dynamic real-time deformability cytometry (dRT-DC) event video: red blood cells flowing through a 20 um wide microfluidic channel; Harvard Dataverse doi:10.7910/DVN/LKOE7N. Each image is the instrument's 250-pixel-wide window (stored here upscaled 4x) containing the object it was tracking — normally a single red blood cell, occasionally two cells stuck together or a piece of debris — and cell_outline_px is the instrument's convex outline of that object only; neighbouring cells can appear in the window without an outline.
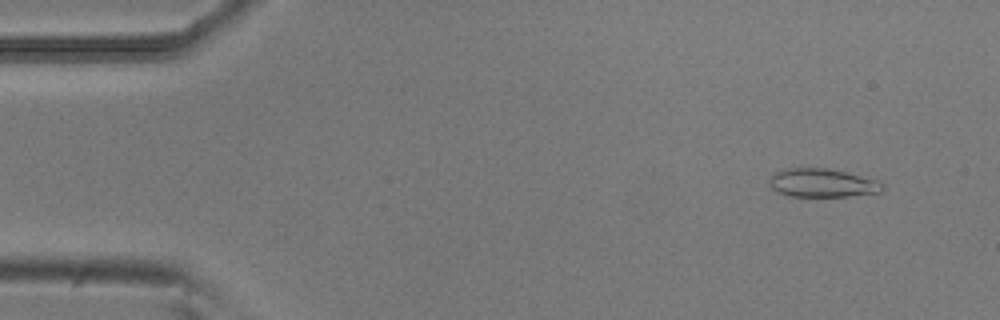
{"species": "common noctule bat (a hibernating species)", "species_latin": "Nyctalus noctula", "temperature_condition": "room temperature", "stored_images_in_passage": 52, "camera_frame_rate_fps": 3000, "um_per_image_px": 0.085, "animal": {"sex": "male", "body_mass_g": 20.5, "forearm_length_mm": 52.5}, "frame": {"image": 1, "passage_image": 4, "time_ms": 1.0, "image_size_px": [1000, 320], "cell_outline_px": [[884, 188], [880, 192], [848, 196], [792, 196], [776, 192], [768, 184], [768, 180], [776, 172], [788, 168], [828, 168], [876, 180], [884, 184]], "centroid_in_image_um": [69.87, 15.55], "position_along_channel_um": 15.1, "area_um2": 18.61}}
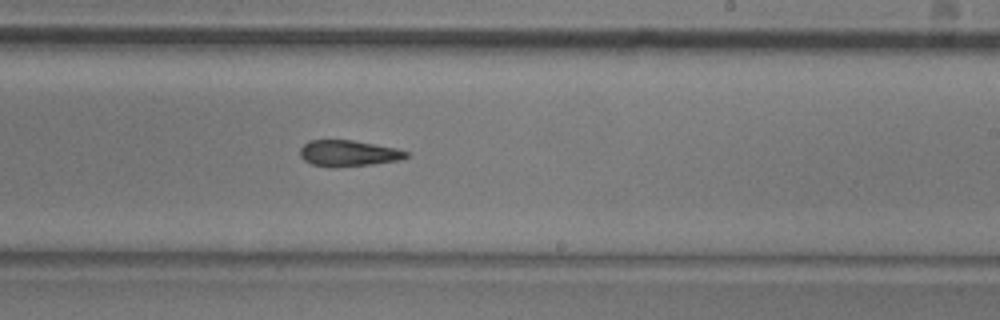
{"frame": {"image": 2, "passage_image": 31, "time_ms": 10.0, "image_size_px": [1000, 320], "cell_outline_px": [[408, 156], [400, 160], [372, 164], [332, 168], [312, 164], [304, 160], [300, 156], [300, 148], [308, 140], [352, 140], [396, 148], [408, 152]], "centroid_in_image_um": [29.59, 13.03], "position_along_channel_um": 259.4, "area_um2": 16.18}}
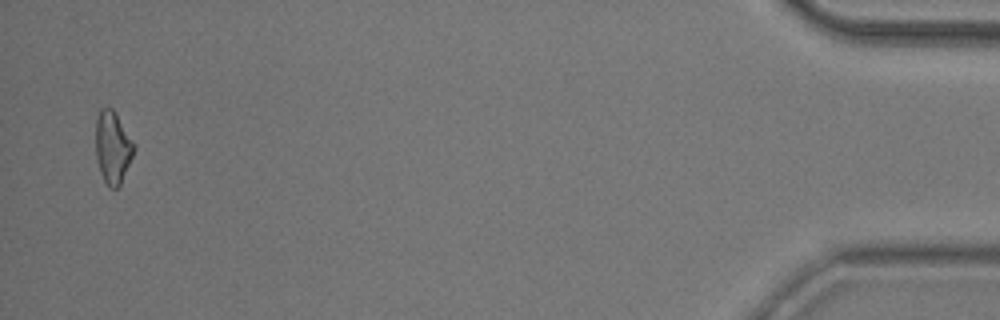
{"frame": {"image": 3, "passage_image": 51, "time_ms": 16.667, "image_size_px": [1000, 320], "cell_outline_px": [[136, 148], [120, 184], [116, 188], [112, 188], [104, 180], [100, 172], [96, 156], [96, 120], [100, 108], [112, 108], [136, 144]], "centroid_in_image_um": [9.59, 12.5], "position_along_channel_um": 425.6, "area_um2": 15.95}, "authors_computed_cell_mechanics": {"area_um2": 16.9354, "velocity_mm_per_s": 3.8249, "shape_relaxation_time_tau1_ms": 7.3522, "shape_relaxation_time_tau2_ms": 8.1537, "deformation_change_tau1": 0.1899, "deformation_change_tau2": 0.1964}}